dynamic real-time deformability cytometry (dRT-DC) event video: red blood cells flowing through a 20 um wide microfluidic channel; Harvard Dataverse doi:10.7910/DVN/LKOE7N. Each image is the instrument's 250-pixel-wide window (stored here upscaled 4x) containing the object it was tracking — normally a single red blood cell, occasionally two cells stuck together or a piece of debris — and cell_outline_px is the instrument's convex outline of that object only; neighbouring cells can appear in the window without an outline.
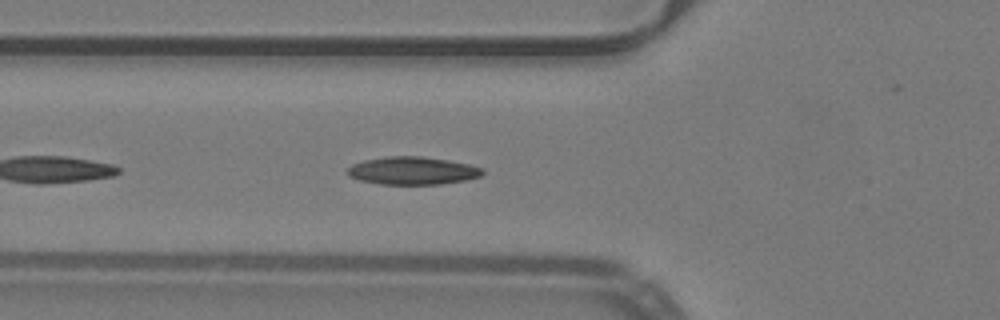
{"species": "common noctule bat (a hibernating species)", "species_latin": "Nyctalus noctula", "temperature_condition": "warm", "stored_images_in_passage": 29, "camera_frame_rate_fps": 3000, "um_per_image_px": 0.085, "animal": {"sex": "male", "body_mass_g": 19.2, "forearm_length_mm": 51.8}, "frame": {"image": 1, "passage_image": 5, "time_ms": 1.333, "image_size_px": [1000, 320], "cell_outline_px": [[484, 172], [480, 176], [464, 180], [440, 184], [380, 184], [360, 180], [348, 176], [348, 168], [352, 164], [364, 160], [388, 156], [420, 156], [448, 160], [468, 164], [484, 168]], "centroid_in_image_um": [35.06, 14.5], "position_along_channel_um": 90.7, "area_um2": 21.79}}
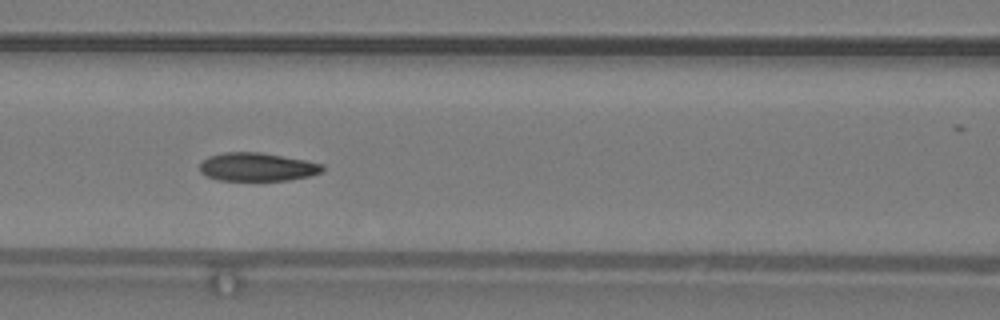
{"frame": {"image": 2, "passage_image": 9, "time_ms": 2.667, "image_size_px": [1000, 320], "cell_outline_px": [[324, 172], [308, 176], [288, 180], [220, 180], [208, 176], [200, 172], [200, 164], [208, 156], [224, 152], [260, 152], [304, 160], [324, 164]], "centroid_in_image_um": [21.88, 14.18], "position_along_channel_um": 144.7, "area_um2": 20.17}, "authors_computed_cell_mechanics": {"area_um2": 21.0392, "velocity_mm_per_s": 3.9976, "shape_relaxation_time_tau1_ms": 4.355, "shape_relaxation_time_tau2_ms": 1.6039, "deformation_change_tau1": 0.1548, "deformation_change_tau2": 0.0758}}